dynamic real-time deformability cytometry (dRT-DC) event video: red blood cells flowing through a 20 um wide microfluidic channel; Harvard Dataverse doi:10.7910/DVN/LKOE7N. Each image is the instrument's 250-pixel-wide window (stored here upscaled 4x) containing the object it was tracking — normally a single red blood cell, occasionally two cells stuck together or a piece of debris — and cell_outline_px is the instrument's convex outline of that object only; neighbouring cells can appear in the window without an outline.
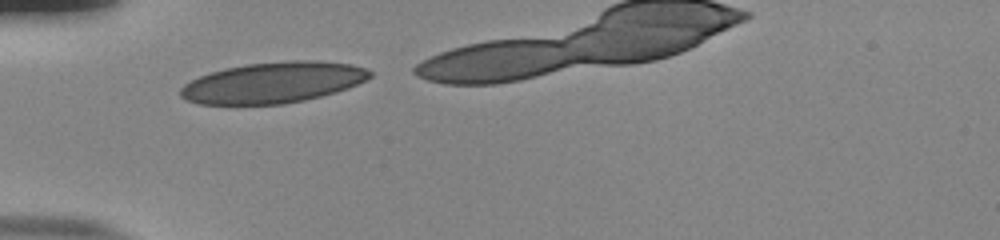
{"species": "human", "species_latin": "Homo sapiens", "temperature_condition": "room temperature", "stored_images_in_passage": 8, "camera_frame_rate_fps": 3000, "um_per_image_px": 0.085, "donor": {"sex": "male"}, "frame": {"image": 1, "passage_image": 1, "time_ms": 0.0, "image_size_px": [1000, 240], "cell_outline_px": [[372, 76], [348, 88], [336, 92], [304, 100], [284, 104], [200, 104], [188, 100], [180, 96], [180, 88], [184, 84], [200, 76], [224, 68], [248, 64], [288, 60], [312, 60], [352, 64], [364, 68], [372, 72]], "centroid_in_image_um": [23.21, 7.01], "position_along_channel_um": 61.8, "area_um2": 44.91}}
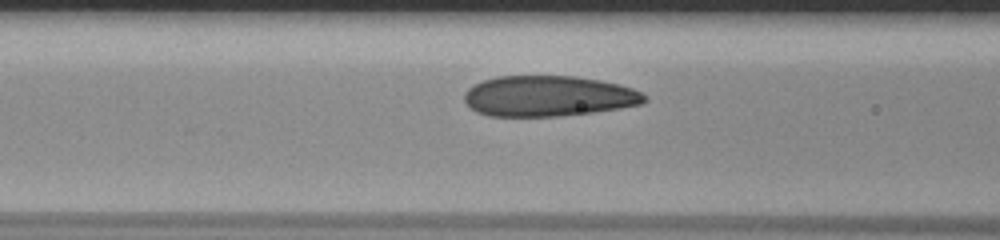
{"frame": {"image": 2, "passage_image": 6, "time_ms": 1.667, "image_size_px": [1000, 240], "cell_outline_px": [[648, 100], [640, 104], [620, 108], [592, 112], [560, 116], [488, 116], [476, 112], [464, 100], [464, 92], [468, 88], [484, 80], [496, 76], [576, 76], [600, 80], [620, 84], [632, 88], [648, 96]], "centroid_in_image_um": [46.63, 8.16], "position_along_channel_um": 120.0, "area_um2": 42.77}}